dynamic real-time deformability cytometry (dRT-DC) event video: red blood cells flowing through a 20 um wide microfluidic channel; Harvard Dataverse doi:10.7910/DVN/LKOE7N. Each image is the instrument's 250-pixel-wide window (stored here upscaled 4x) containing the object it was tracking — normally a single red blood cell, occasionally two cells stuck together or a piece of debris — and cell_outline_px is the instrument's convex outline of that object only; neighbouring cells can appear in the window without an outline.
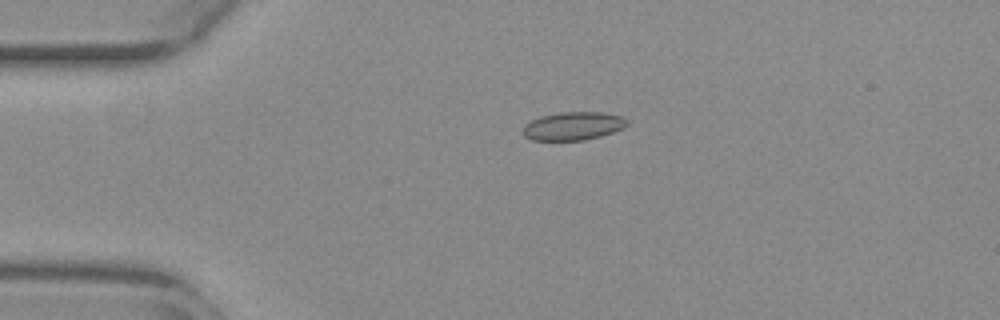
{"species": "common noctule bat (a hibernating species)", "species_latin": "Nyctalus noctula", "temperature_condition": "warm", "stored_images_in_passage": 40, "camera_frame_rate_fps": 3000, "um_per_image_px": 0.085, "animal": {"sex": "female", "body_mass_g": 29.2, "forearm_length_mm": 56.3}, "frame": {"image": 1, "passage_image": 1, "time_ms": 0.0, "image_size_px": [1000, 320], "cell_outline_px": [[628, 124], [624, 128], [600, 136], [584, 140], [532, 140], [524, 136], [524, 124], [540, 116], [560, 112], [604, 112], [624, 116], [628, 120]], "centroid_in_image_um": [48.75, 10.7], "position_along_channel_um": 36.2, "area_um2": 17.22}}
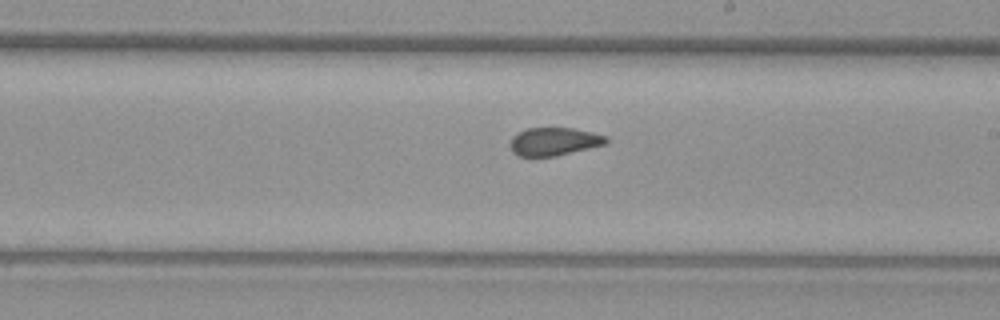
{"frame": {"image": 2, "passage_image": 20, "time_ms": 6.333, "image_size_px": [1000, 320], "cell_outline_px": [[608, 140], [604, 144], [556, 156], [516, 156], [512, 152], [508, 144], [512, 136], [516, 132], [524, 128], [572, 128], [592, 132], [608, 136]], "centroid_in_image_um": [47.02, 12.02], "position_along_channel_um": 242.0, "area_um2": 15.84}}
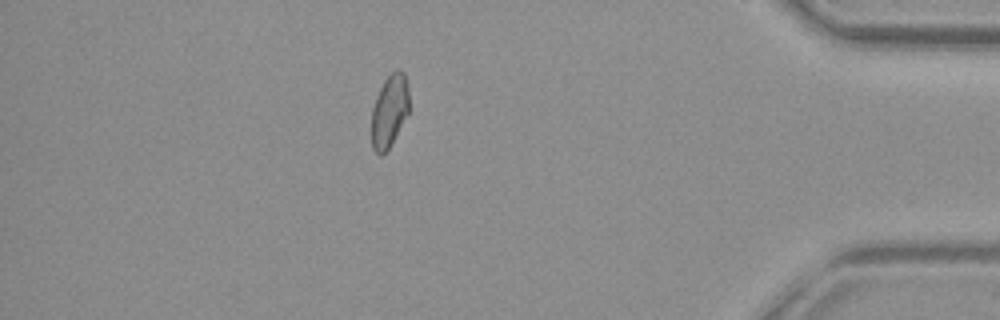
{"frame": {"image": 3, "passage_image": 36, "time_ms": 11.667, "image_size_px": [1000, 320], "cell_outline_px": [[408, 112], [388, 148], [380, 156], [372, 148], [372, 108], [376, 96], [384, 80], [392, 72], [400, 68], [404, 72], [408, 88]], "centroid_in_image_um": [33.09, 9.39], "position_along_channel_um": 402.1, "area_um2": 15.55}}